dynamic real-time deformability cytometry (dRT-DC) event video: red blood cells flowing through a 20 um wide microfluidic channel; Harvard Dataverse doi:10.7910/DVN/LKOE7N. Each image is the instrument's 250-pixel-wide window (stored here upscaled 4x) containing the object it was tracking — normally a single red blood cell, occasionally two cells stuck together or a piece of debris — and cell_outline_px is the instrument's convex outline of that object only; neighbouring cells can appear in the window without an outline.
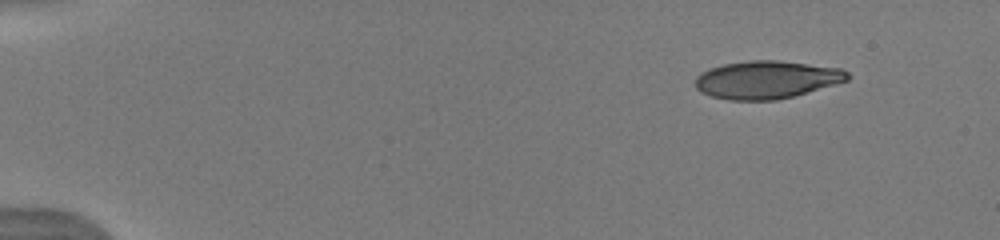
{"species": "human", "species_latin": "Homo sapiens", "temperature_condition": "warm", "stored_images_in_passage": 10, "camera_frame_rate_fps": 3000, "um_per_image_px": 0.085, "donor": {"sex": "male"}, "frame": {"image": 1, "passage_image": 1, "time_ms": 0.0, "image_size_px": [1000, 240], "cell_outline_px": [[848, 80], [836, 84], [792, 96], [776, 100], [728, 100], [712, 96], [700, 92], [696, 88], [696, 76], [700, 72], [724, 64], [748, 60], [780, 60], [840, 68], [848, 72]], "centroid_in_image_um": [65.15, 6.77], "position_along_channel_um": 19.9, "area_um2": 33.47}}
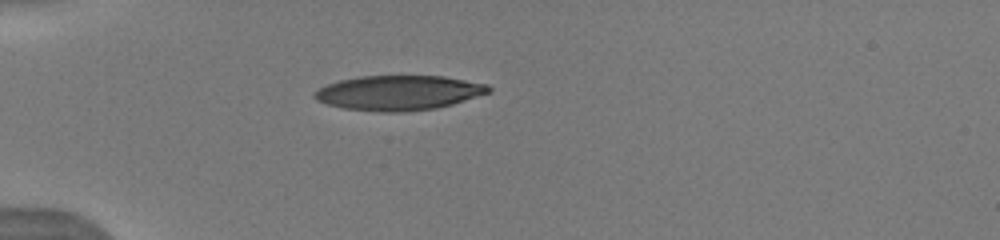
{"frame": {"image": 2, "passage_image": 7, "time_ms": 3.333, "image_size_px": [1000, 240], "cell_outline_px": [[492, 92], [452, 104], [436, 108], [404, 112], [380, 112], [344, 108], [328, 104], [316, 100], [312, 96], [312, 92], [328, 84], [340, 80], [360, 76], [444, 76], [488, 84], [492, 88]], "centroid_in_image_um": [33.91, 7.89], "position_along_channel_um": 51.1, "area_um2": 35.37}}